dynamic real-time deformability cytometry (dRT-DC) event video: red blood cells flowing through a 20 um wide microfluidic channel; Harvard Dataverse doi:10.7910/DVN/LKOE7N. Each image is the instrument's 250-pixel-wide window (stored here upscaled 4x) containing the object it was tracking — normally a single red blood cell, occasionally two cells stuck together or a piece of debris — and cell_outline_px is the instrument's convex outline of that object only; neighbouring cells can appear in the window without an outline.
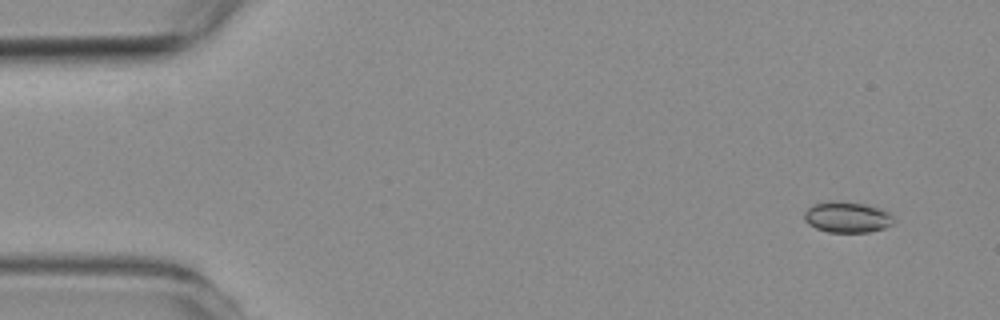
{"species": "common noctule bat (a hibernating species)", "species_latin": "Nyctalus noctula", "temperature_condition": "room temperature", "stored_images_in_passage": 6, "camera_frame_rate_fps": 3000, "um_per_image_px": 0.085, "animal": {"sex": "female", "body_mass_g": 19.3, "forearm_length_mm": 54.1}, "frame": {"image": 1, "passage_image": 2, "time_ms": 1.0, "image_size_px": [1000, 320], "cell_outline_px": [[896, 220], [892, 224], [884, 228], [868, 232], [828, 232], [816, 228], [808, 224], [804, 220], [804, 212], [808, 208], [816, 204], [828, 200], [864, 204], [880, 208], [888, 212]], "centroid_in_image_um": [72.01, 18.46], "position_along_channel_um": 13.0, "area_um2": 16.07}}